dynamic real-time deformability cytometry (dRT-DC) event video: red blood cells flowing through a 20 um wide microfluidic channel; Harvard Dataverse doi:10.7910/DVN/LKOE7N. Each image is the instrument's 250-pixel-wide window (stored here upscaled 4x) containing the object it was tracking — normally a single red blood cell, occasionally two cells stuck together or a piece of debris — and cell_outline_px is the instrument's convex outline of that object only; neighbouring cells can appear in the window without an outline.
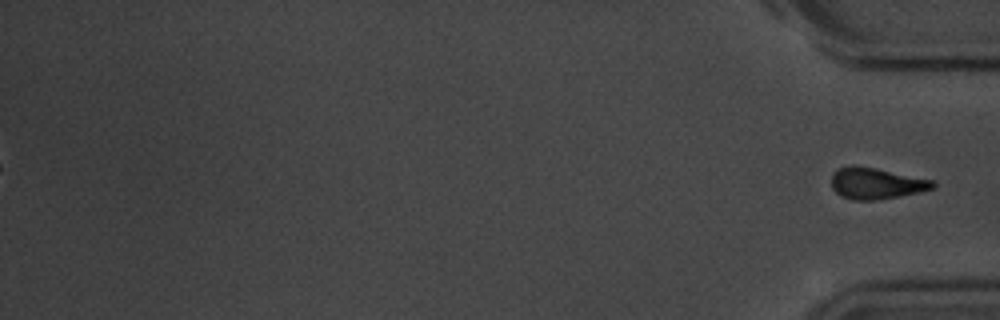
{"species": "common noctule bat (a hibernating species)", "species_latin": "Nyctalus noctula", "temperature_condition": "room temperature", "stored_images_in_passage": 57, "segment_of_instrument_passage": [2, 2], "camera_frame_rate_fps": 3000, "um_per_image_px": 0.085, "animal": {"sex": "male", "body_mass_g": 20.1, "forearm_length_mm": 53.5}, "frame": {"image": 1, "passage_image": 57, "time_ms": 18.667, "image_size_px": [1000, 320], "cell_outline_px": [[936, 184], [932, 188], [920, 192], [900, 196], [876, 200], [852, 200], [840, 196], [832, 188], [832, 172], [840, 168], [852, 164], [876, 168], [932, 180]], "centroid_in_image_um": [74.43, 15.59], "position_along_channel_um": 360.8, "area_um2": 18.5}}